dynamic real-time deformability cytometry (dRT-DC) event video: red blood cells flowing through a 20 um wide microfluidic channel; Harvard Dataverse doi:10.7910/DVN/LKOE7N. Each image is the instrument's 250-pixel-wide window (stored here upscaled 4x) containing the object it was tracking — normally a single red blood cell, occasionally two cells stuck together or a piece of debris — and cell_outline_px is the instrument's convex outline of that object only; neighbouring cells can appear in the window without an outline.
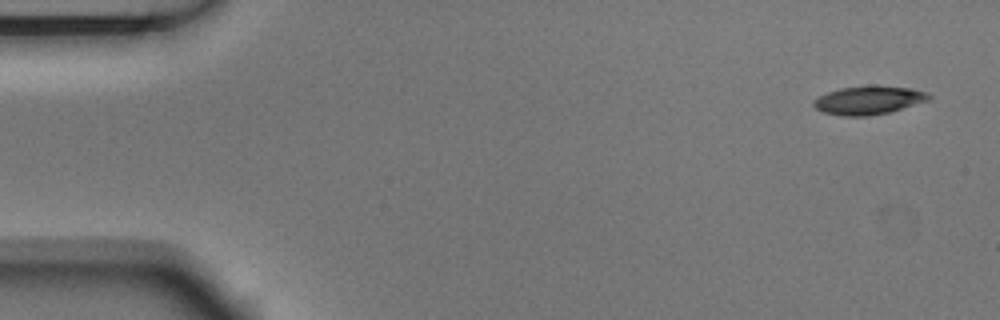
{"species": "Egyptian fruit bat (a non-hibernating species)", "species_latin": "Rousettus aegyptiacus", "temperature_condition": "room temperature", "stored_images_in_passage": 2, "camera_frame_rate_fps": 3000, "um_per_image_px": 0.085, "animal": {"sex": "male"}, "frame": {"image": 1, "passage_image": 1, "time_ms": 0.0, "image_size_px": [1000, 320], "cell_outline_px": [[932, 96], [928, 100], [888, 112], [868, 116], [844, 116], [824, 112], [816, 108], [812, 104], [812, 100], [828, 92], [840, 88], [872, 84], [908, 88], [924, 92]], "centroid_in_image_um": [73.79, 8.5], "position_along_channel_um": 11.2, "area_um2": 18.96}}
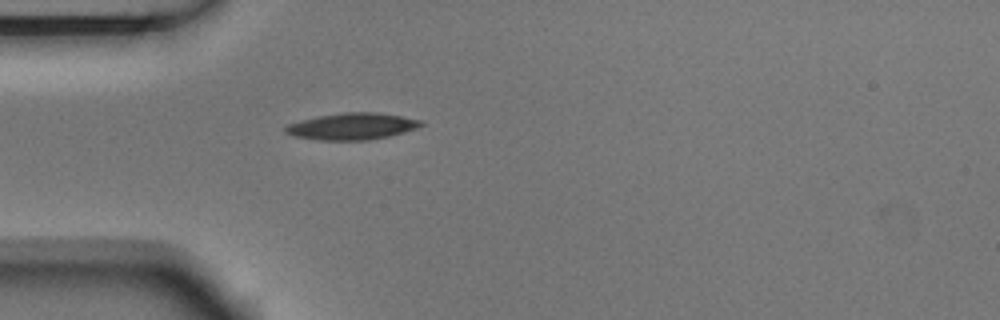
{"frame": {"image": 2, "passage_image": 2, "time_ms": 0.333, "image_size_px": [1000, 320], "cell_outline_px": [[424, 124], [416, 128], [404, 132], [388, 136], [368, 140], [320, 140], [292, 136], [284, 132], [284, 128], [288, 124], [300, 120], [320, 116], [344, 112], [376, 112], [400, 116], [420, 120]], "centroid_in_image_um": [29.89, 10.74], "position_along_channel_um": 55.1, "area_um2": 20.92}}